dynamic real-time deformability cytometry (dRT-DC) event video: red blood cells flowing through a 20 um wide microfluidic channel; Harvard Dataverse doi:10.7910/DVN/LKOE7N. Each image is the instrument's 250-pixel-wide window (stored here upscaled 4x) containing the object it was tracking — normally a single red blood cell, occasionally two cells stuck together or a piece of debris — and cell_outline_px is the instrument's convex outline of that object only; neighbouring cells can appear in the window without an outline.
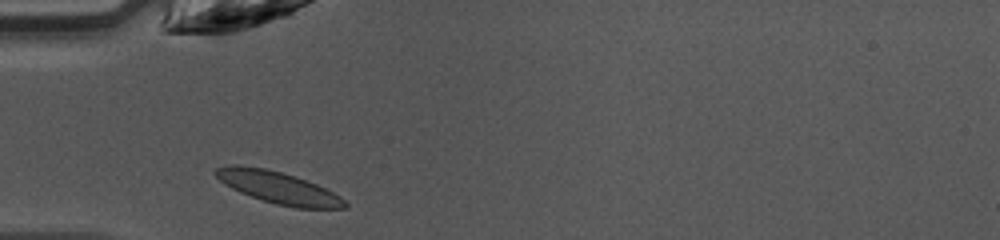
{"species": "common noctule bat (a hibernating species)", "species_latin": "Nyctalus noctula", "temperature_condition": "warm", "stored_images_in_passage": 28, "camera_frame_rate_fps": 3000, "um_per_image_px": 0.085, "animal": {"sex": "female", "body_mass_g": 10.0, "forearm_length_mm": 53.1}, "frame": {"image": 1, "passage_image": 1, "time_ms": 0.0, "image_size_px": [1000, 240], "cell_outline_px": [[348, 208], [296, 208], [276, 204], [240, 192], [224, 184], [212, 172], [216, 168], [232, 164], [236, 164], [264, 168], [280, 172], [316, 184], [340, 196], [348, 204]], "centroid_in_image_um": [23.63, 15.94], "position_along_channel_um": 61.4, "area_um2": 23.7}}
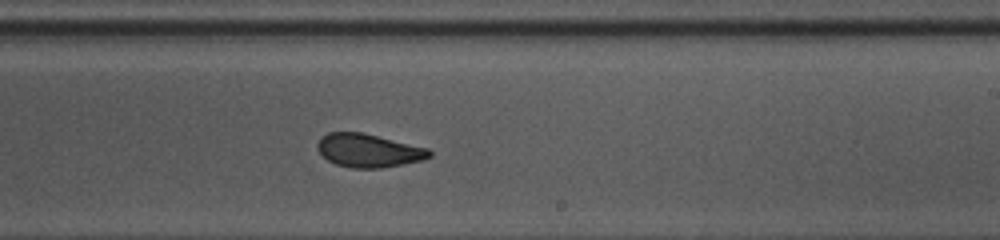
{"frame": {"image": 2, "passage_image": 15, "time_ms": 4.667, "image_size_px": [1000, 240], "cell_outline_px": [[432, 156], [424, 160], [404, 164], [380, 168], [352, 168], [336, 164], [328, 160], [316, 148], [316, 144], [328, 132], [360, 132], [428, 148], [432, 152]], "centroid_in_image_um": [31.35, 12.8], "position_along_channel_um": 257.7, "area_um2": 21.62}}
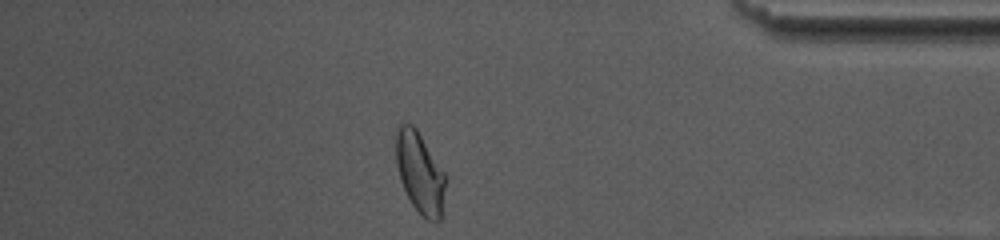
{"frame": {"image": 3, "passage_image": 27, "time_ms": 8.667, "image_size_px": [1000, 240], "cell_outline_px": [[444, 188], [440, 220], [428, 220], [412, 204], [400, 180], [396, 164], [396, 132], [400, 124], [412, 124], [416, 128], [444, 172]], "centroid_in_image_um": [35.66, 14.64], "position_along_channel_um": 399.5, "area_um2": 22.66}, "authors_computed_cell_mechanics": {"area_um2": 22.2241, "velocity_mm_per_s": 4.2556, "shape_relaxation_time_tau1_ms": 2.8259, "shape_relaxation_time_tau2_ms": 1.1894, "deformation_change_tau1": 0.1203, "deformation_change_tau2": 0.0626}}